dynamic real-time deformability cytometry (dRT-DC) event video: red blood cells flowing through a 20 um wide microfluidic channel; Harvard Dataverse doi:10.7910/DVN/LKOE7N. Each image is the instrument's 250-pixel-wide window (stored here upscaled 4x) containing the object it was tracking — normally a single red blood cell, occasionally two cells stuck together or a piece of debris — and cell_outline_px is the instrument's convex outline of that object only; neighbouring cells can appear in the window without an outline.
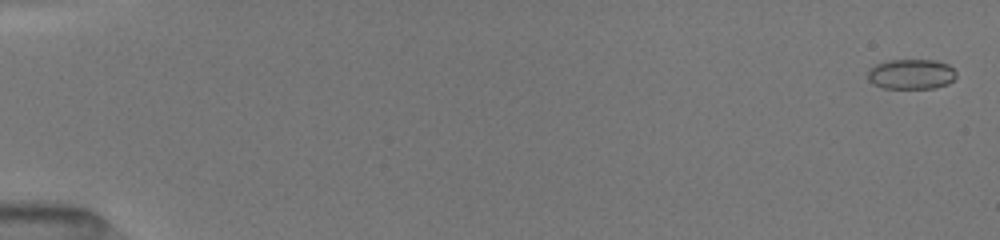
{"species": "common noctule bat (a hibernating species)", "species_latin": "Nyctalus noctula", "temperature_condition": "room temperature", "stored_images_in_passage": 39, "camera_frame_rate_fps": 3000, "um_per_image_px": 0.085, "animal": {"sex": "female", "body_mass_g": 19.5, "forearm_length_mm": 54.1}, "frame": {"image": 1, "passage_image": 1, "time_ms": 0.0, "image_size_px": [1000, 240], "cell_outline_px": [[956, 76], [948, 84], [936, 88], [884, 88], [872, 84], [868, 80], [868, 68], [876, 64], [888, 60], [936, 60], [948, 64], [956, 72]], "centroid_in_image_um": [77.44, 6.3], "position_along_channel_um": 7.6, "area_um2": 15.66}}
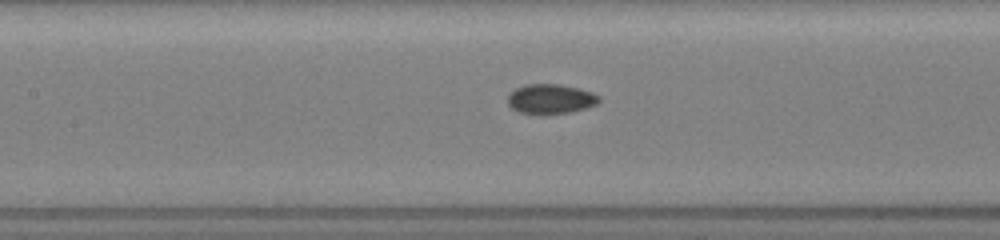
{"frame": {"image": 2, "passage_image": 21, "time_ms": 8.0, "image_size_px": [1000, 240], "cell_outline_px": [[600, 100], [596, 104], [572, 112], [520, 112], [512, 108], [508, 104], [508, 96], [516, 88], [524, 84], [560, 84], [592, 92], [600, 96]], "centroid_in_image_um": [46.81, 8.37], "position_along_channel_um": 160.6, "area_um2": 15.26}}
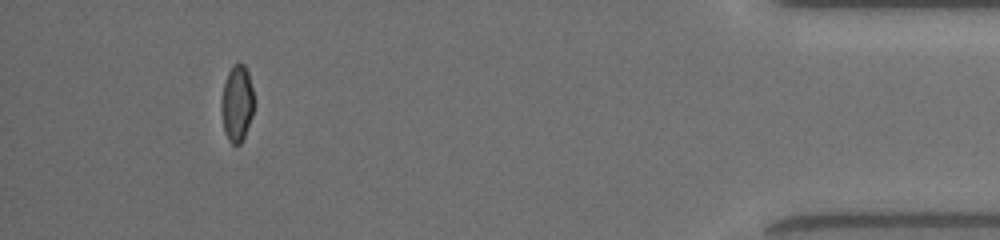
{"frame": {"image": 3, "passage_image": 39, "time_ms": 15.667, "image_size_px": [1000, 240], "cell_outline_px": [[256, 104], [252, 116], [244, 136], [240, 144], [232, 144], [228, 140], [224, 132], [220, 108], [220, 100], [224, 84], [228, 72], [232, 64], [244, 64], [248, 72], [256, 100]], "centroid_in_image_um": [20.15, 8.78], "position_along_channel_um": 415.0, "area_um2": 14.97}, "authors_computed_cell_mechanics": {"area_um2": 15.4904, "velocity_mm_per_s": 4.0566, "shape_relaxation_time_tau1_ms": null, "shape_relaxation_time_tau2_ms": 1.4861, "deformation_change_tau1": null, "deformation_change_tau2": 0.0484}}